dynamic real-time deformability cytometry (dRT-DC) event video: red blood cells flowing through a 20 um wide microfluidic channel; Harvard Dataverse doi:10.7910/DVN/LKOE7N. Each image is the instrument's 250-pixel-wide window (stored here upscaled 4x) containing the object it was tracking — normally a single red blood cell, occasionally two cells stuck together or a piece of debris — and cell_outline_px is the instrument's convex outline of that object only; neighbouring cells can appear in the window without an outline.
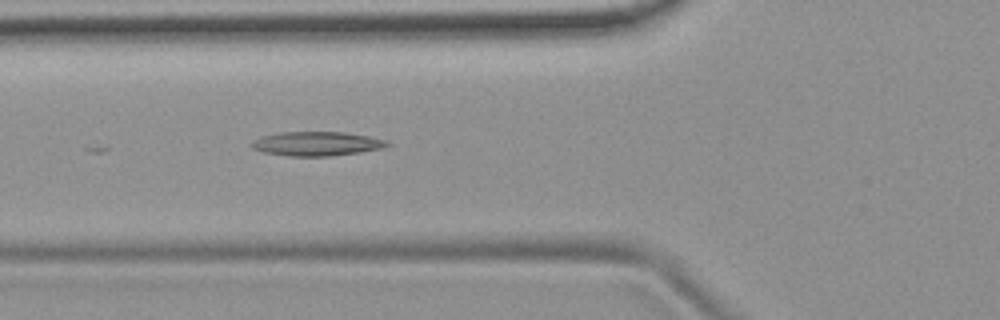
{"species": "common noctule bat (a hibernating species)", "species_latin": "Nyctalus noctula", "temperature_condition": "room temperature", "stored_images_in_passage": 33, "camera_frame_rate_fps": 3000, "um_per_image_px": 0.085, "animal": {"sex": "female", "body_mass_g": 19.9}, "frame": {"image": 1, "passage_image": 19, "time_ms": 6.0, "image_size_px": [1000, 320], "cell_outline_px": [[392, 144], [384, 148], [360, 152], [328, 156], [288, 156], [264, 152], [252, 148], [248, 144], [252, 140], [260, 136], [280, 132], [344, 132], [368, 136], [388, 140]], "centroid_in_image_um": [26.91, 12.21], "position_along_channel_um": 98.9, "area_um2": 19.31}}
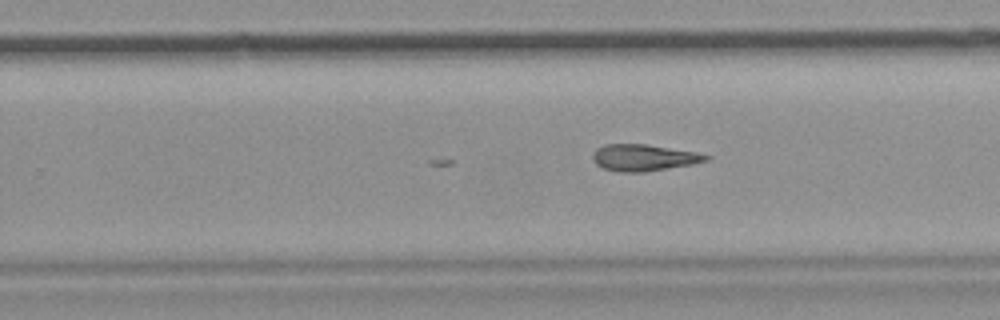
{"frame": {"image": 2, "passage_image": 33, "time_ms": 10.667, "image_size_px": [1000, 320], "cell_outline_px": [[712, 156], [708, 160], [692, 164], [644, 172], [620, 172], [604, 168], [596, 164], [592, 160], [592, 152], [596, 148], [604, 144], [648, 144], [696, 152]], "centroid_in_image_um": [54.69, 13.39], "position_along_channel_um": 275.1, "area_um2": 17.63}}